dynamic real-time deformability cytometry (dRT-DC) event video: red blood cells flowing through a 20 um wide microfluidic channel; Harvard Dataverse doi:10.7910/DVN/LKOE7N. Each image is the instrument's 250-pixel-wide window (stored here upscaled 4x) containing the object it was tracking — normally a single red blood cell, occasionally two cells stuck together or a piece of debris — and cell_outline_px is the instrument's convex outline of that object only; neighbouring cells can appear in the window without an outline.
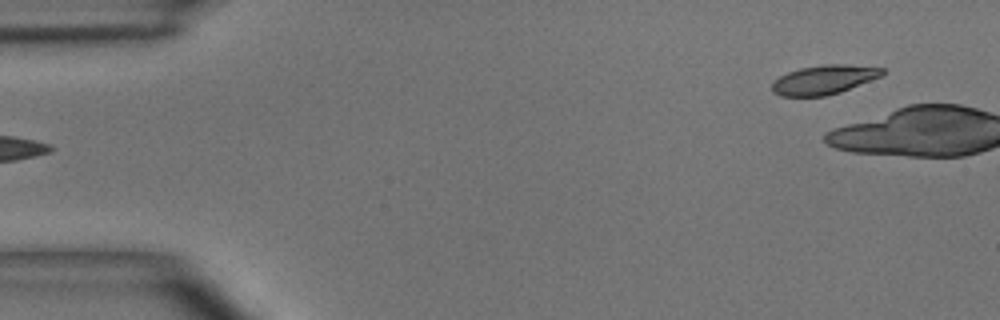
{"species": "common noctule bat (a hibernating species)", "species_latin": "Nyctalus noctula", "temperature_condition": "room temperature", "stored_images_in_passage": 5, "segment_of_instrument_passage": [2, 2], "camera_frame_rate_fps": 3000, "um_per_image_px": 0.085, "animal": {"sex": "male", "body_mass_g": 15.6}, "frame": {"image": 1, "passage_image": 5, "time_ms": 4.667, "image_size_px": [1000, 320], "cell_outline_px": [[884, 72], [880, 76], [840, 92], [824, 96], [780, 96], [772, 92], [772, 80], [788, 72], [800, 68], [824, 64], [848, 64], [884, 68]], "centroid_in_image_um": [69.99, 6.77], "position_along_channel_um": 15.0, "area_um2": 18.67}}